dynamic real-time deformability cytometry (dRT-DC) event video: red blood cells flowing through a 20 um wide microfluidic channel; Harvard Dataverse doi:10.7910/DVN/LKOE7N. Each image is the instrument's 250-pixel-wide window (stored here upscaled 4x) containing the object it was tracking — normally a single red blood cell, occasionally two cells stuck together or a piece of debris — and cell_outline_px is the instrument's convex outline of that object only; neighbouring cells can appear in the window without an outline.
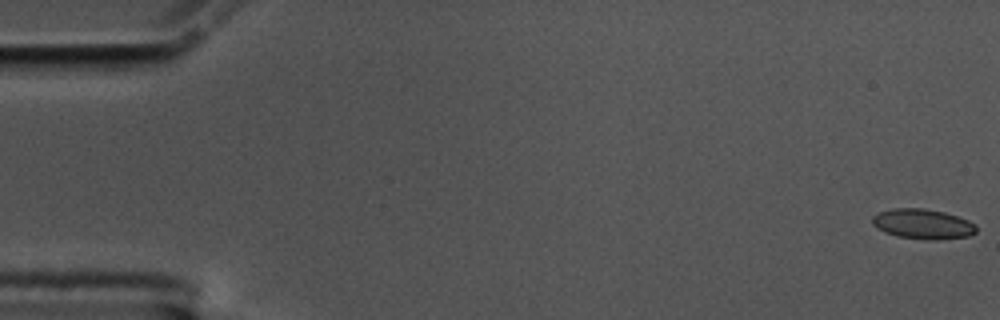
{"species": "common noctule bat (a hibernating species)", "species_latin": "Nyctalus noctula", "temperature_condition": "cold", "stored_images_in_passage": 57, "camera_frame_rate_fps": 3000, "um_per_image_px": 0.085, "animal": {"sex": "male", "body_mass_g": 17.5, "forearm_length_mm": 52.3}, "frame": {"image": 1, "passage_image": 1, "time_ms": 0.0, "image_size_px": [1000, 320], "cell_outline_px": [[976, 232], [968, 236], [936, 240], [928, 240], [896, 236], [884, 232], [872, 224], [872, 216], [880, 212], [892, 208], [924, 208], [944, 212], [968, 220], [976, 224]], "centroid_in_image_um": [78.43, 19.04], "position_along_channel_um": 6.6, "area_um2": 18.21}}
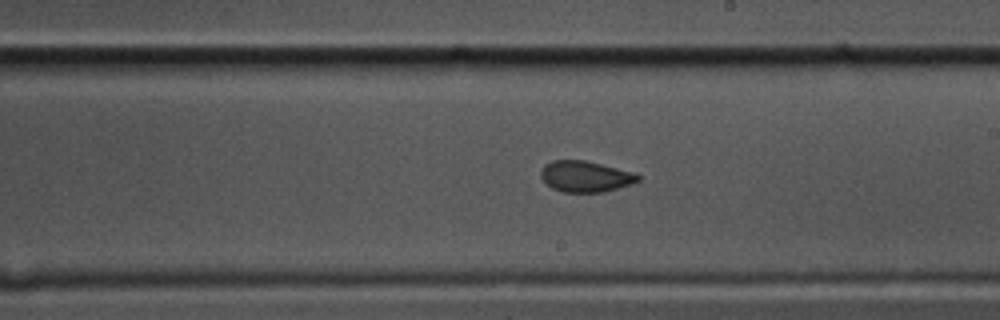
{"frame": {"image": 2, "passage_image": 33, "time_ms": 10.667, "image_size_px": [1000, 320], "cell_outline_px": [[640, 180], [604, 192], [564, 192], [552, 188], [540, 176], [540, 172], [544, 164], [552, 160], [584, 160], [632, 172], [640, 176]], "centroid_in_image_um": [49.71, 14.99], "position_along_channel_um": 239.3, "area_um2": 17.28}}
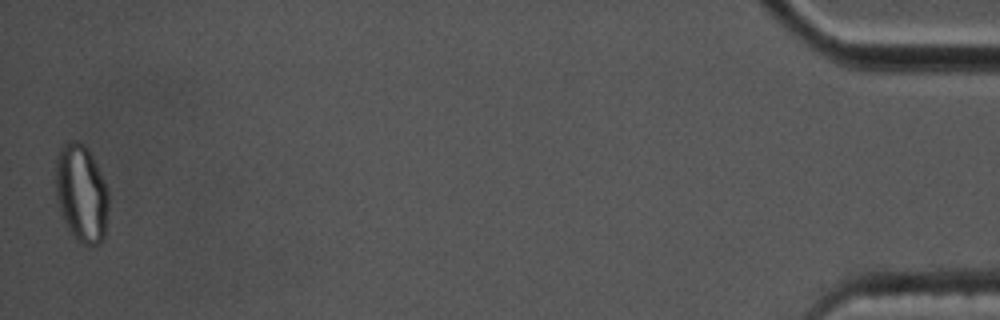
{"frame": {"image": 3, "passage_image": 57, "time_ms": 18.667, "image_size_px": [1000, 320], "cell_outline_px": [[108, 208], [104, 240], [100, 244], [88, 248], [76, 240], [72, 236], [60, 212], [56, 196], [56, 156], [60, 148], [64, 144], [72, 140], [76, 140], [84, 144], [88, 148], [92, 156], [108, 192]], "centroid_in_image_um": [6.91, 16.49], "position_along_channel_um": 428.3, "area_um2": 30.35}, "authors_computed_cell_mechanics": {"area_um2": 18.0914, "velocity_mm_per_s": 3.5299, "shape_relaxation_time_tau1_ms": null, "shape_relaxation_time_tau2_ms": 2.0614, "deformation_change_tau1": null, "deformation_change_tau2": 0.0692}}